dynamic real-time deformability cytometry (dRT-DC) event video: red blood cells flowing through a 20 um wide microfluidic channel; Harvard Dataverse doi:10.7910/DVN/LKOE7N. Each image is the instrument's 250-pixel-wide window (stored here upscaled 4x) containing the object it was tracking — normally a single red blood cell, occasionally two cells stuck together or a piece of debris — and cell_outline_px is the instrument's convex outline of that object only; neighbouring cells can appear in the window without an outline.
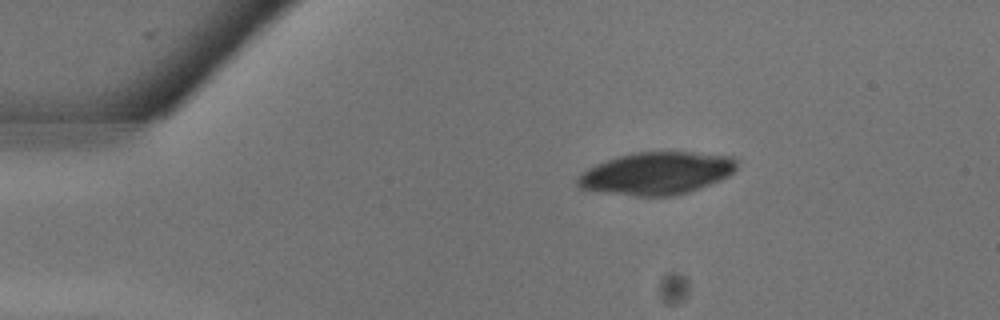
{"species": "common noctule bat (a hibernating species)", "species_latin": "Nyctalus noctula", "temperature_condition": "warm", "stored_images_in_passage": 7, "camera_frame_rate_fps": 3000, "um_per_image_px": 0.085, "animal": {"sex": "male", "body_mass_g": 13.3}, "frame": {"image": 1, "passage_image": 2, "time_ms": 0.333, "image_size_px": [1000, 320], "cell_outline_px": [[740, 160], [736, 168], [728, 176], [720, 180], [700, 188], [676, 196], [636, 196], [604, 192], [580, 188], [576, 184], [576, 180], [588, 168], [596, 164], [632, 152], [696, 152], [736, 156]], "centroid_in_image_um": [55.88, 14.72], "position_along_channel_um": 29.1, "area_um2": 39.54}}